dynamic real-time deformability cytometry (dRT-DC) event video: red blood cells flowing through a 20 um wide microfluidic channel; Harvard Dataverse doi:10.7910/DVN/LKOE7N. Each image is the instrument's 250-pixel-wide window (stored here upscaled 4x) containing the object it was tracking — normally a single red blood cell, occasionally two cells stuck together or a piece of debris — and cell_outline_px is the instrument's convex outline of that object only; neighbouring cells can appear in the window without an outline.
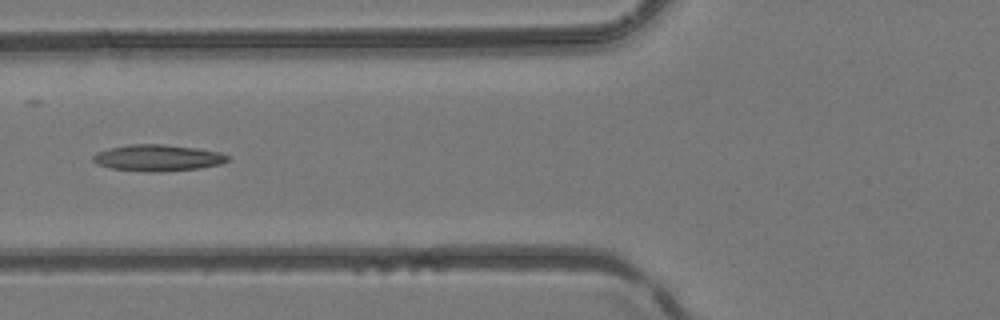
{"species": "common noctule bat (a hibernating species)", "species_latin": "Nyctalus noctula", "temperature_condition": "room temperature", "stored_images_in_passage": 5, "camera_frame_rate_fps": 3000, "um_per_image_px": 0.085, "animal": {"sex": "female", "body_mass_g": 24.6, "forearm_length_mm": 56.2}, "frame": {"image": 1, "passage_image": 5, "time_ms": 1.333, "image_size_px": [1000, 320], "cell_outline_px": [[228, 160], [220, 164], [200, 168], [164, 172], [148, 172], [112, 168], [96, 164], [92, 160], [92, 156], [96, 152], [108, 148], [128, 144], [164, 144], [196, 148], [220, 152], [228, 156]], "centroid_in_image_um": [13.37, 13.42], "position_along_channel_um": 112.4, "area_um2": 20.87}}